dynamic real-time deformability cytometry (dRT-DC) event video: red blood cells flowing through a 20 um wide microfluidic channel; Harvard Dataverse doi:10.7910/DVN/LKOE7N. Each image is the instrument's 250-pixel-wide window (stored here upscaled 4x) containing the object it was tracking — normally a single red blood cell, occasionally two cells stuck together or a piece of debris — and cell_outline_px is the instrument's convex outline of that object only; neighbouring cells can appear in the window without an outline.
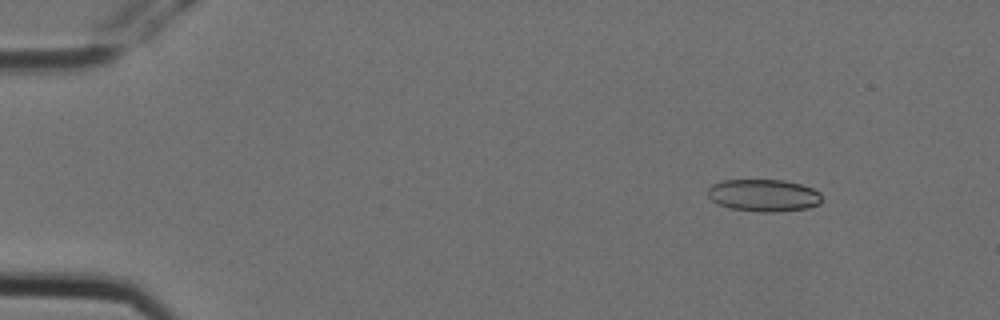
{"species": "Egyptian fruit bat (a non-hibernating species)", "species_latin": "Rousettus aegyptiacus", "temperature_condition": "cold", "stored_images_in_passage": 6, "camera_frame_rate_fps": 3000, "um_per_image_px": 0.085, "animal": {"sex": "female"}, "frame": {"image": 1, "passage_image": 2, "time_ms": 0.333, "image_size_px": [1000, 320], "cell_outline_px": [[820, 204], [808, 208], [776, 212], [760, 212], [728, 208], [712, 200], [708, 196], [708, 188], [712, 184], [724, 180], [784, 180], [800, 184], [812, 188], [820, 192]], "centroid_in_image_um": [64.91, 16.61], "position_along_channel_um": 20.1, "area_um2": 21.44}}
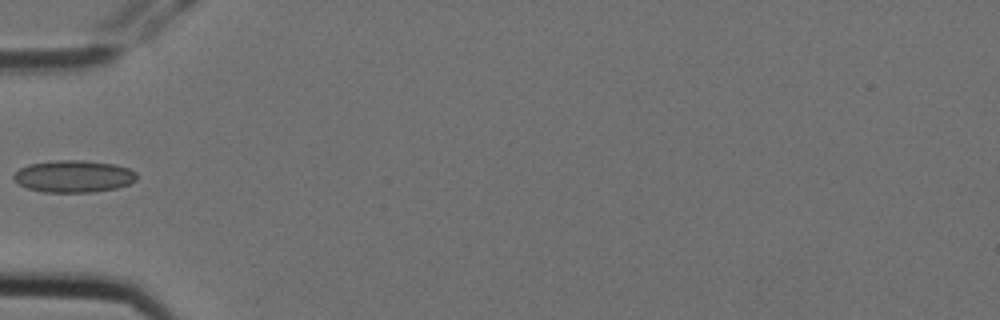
{"frame": {"image": 2, "passage_image": 5, "time_ms": 1.333, "image_size_px": [1000, 320], "cell_outline_px": [[136, 180], [128, 184], [116, 188], [92, 192], [44, 192], [28, 188], [20, 184], [12, 176], [20, 168], [28, 164], [52, 160], [84, 160], [116, 164], [128, 168], [136, 172]], "centroid_in_image_um": [6.27, 14.97], "position_along_channel_um": 78.7, "area_um2": 23.0}}
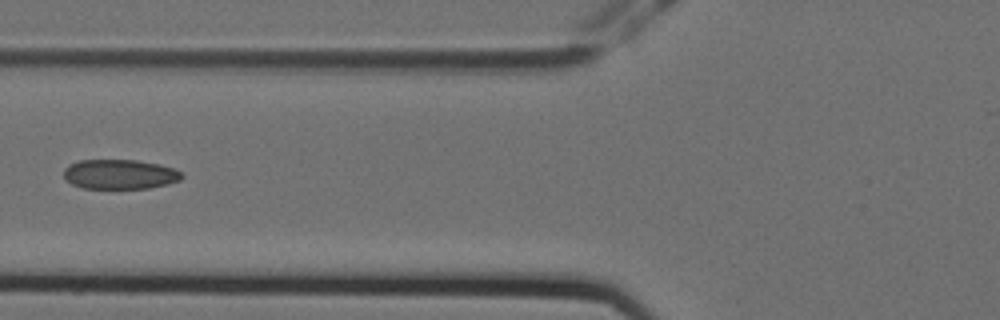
{"frame": {"image": 3, "passage_image": 6, "time_ms": 1.667, "image_size_px": [1000, 320], "cell_outline_px": [[184, 176], [180, 180], [168, 184], [148, 188], [84, 188], [72, 184], [64, 180], [64, 168], [68, 164], [80, 160], [136, 160], [160, 164], [184, 172]], "centroid_in_image_um": [10.18, 14.81], "position_along_channel_um": 115.6, "area_um2": 20.58}}